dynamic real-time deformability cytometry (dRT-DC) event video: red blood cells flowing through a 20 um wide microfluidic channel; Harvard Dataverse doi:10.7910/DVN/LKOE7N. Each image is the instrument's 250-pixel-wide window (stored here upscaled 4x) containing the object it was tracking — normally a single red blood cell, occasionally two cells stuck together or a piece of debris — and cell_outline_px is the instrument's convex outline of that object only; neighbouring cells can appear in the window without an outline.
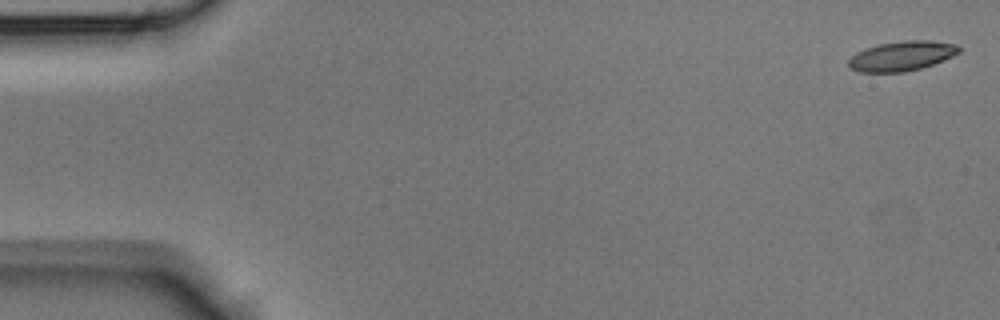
{"species": "Egyptian fruit bat (a non-hibernating species)", "species_latin": "Rousettus aegyptiacus", "temperature_condition": "room temperature", "stored_images_in_passage": 43, "camera_frame_rate_fps": 3000, "um_per_image_px": 0.085, "animal": {"sex": "male"}, "frame": {"image": 1, "passage_image": 1, "time_ms": 0.0, "image_size_px": [1000, 320], "cell_outline_px": [[960, 52], [944, 60], [920, 68], [904, 72], [860, 72], [852, 68], [848, 64], [848, 60], [856, 52], [864, 48], [880, 44], [904, 40], [932, 40], [956, 44], [960, 48]], "centroid_in_image_um": [76.66, 4.75], "position_along_channel_um": 8.3, "area_um2": 19.07}}
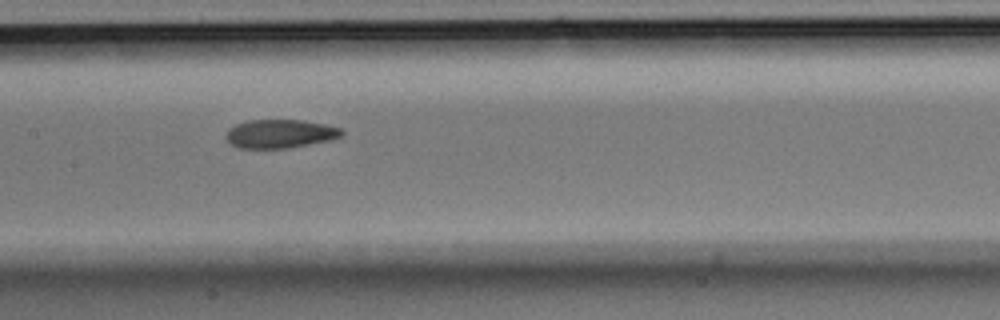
{"frame": {"image": 2, "passage_image": 21, "time_ms": 6.667, "image_size_px": [1000, 320], "cell_outline_px": [[344, 136], [332, 140], [288, 148], [240, 148], [232, 144], [224, 136], [228, 128], [236, 124], [248, 120], [304, 120], [324, 124], [340, 128], [344, 132]], "centroid_in_image_um": [23.82, 11.37], "position_along_channel_um": 183.6, "area_um2": 19.42}}
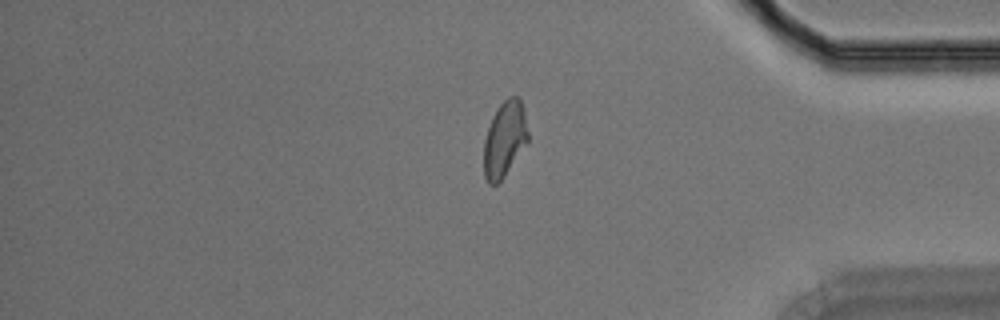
{"frame": {"image": 3, "passage_image": 36, "time_ms": 11.667, "image_size_px": [1000, 320], "cell_outline_px": [[528, 140], [504, 176], [496, 184], [488, 184], [484, 176], [484, 140], [492, 116], [500, 104], [508, 96], [520, 96], [524, 108], [528, 132]], "centroid_in_image_um": [42.89, 11.78], "position_along_channel_um": 392.3, "area_um2": 19.36}}